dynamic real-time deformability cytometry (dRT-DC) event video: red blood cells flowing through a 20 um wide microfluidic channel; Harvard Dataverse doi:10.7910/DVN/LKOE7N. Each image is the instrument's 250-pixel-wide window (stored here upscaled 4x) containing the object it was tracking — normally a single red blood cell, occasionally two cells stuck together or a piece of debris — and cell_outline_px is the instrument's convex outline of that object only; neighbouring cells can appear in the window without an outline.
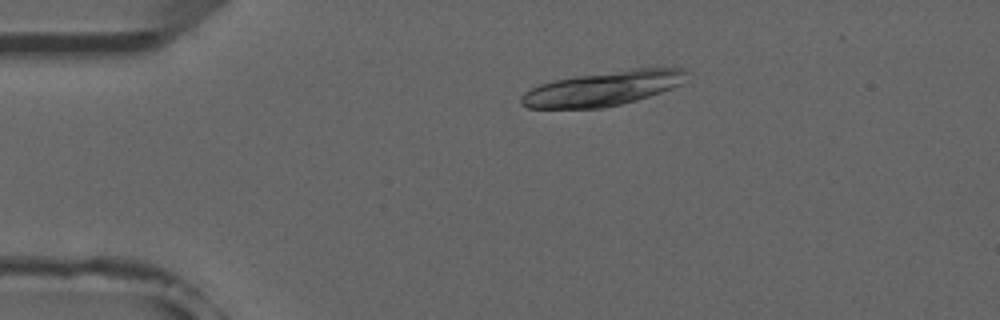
{"species": "common noctule bat (a hibernating species)", "species_latin": "Nyctalus noctula", "temperature_condition": "room temperature", "stored_images_in_passage": 5, "camera_frame_rate_fps": 3000, "um_per_image_px": 0.085, "animal": {"sex": "male", "forearm_length_mm": 52.5}, "frame": {"image": 1, "passage_image": 2, "time_ms": 1.333, "image_size_px": [1000, 320], "cell_outline_px": [[692, 72], [680, 84], [672, 88], [636, 100], [604, 108], [528, 108], [520, 104], [520, 96], [524, 92], [540, 84], [556, 80], [576, 76], [632, 68], [684, 68]], "centroid_in_image_um": [51.27, 7.51], "position_along_channel_um": 33.7, "area_um2": 33.29}}
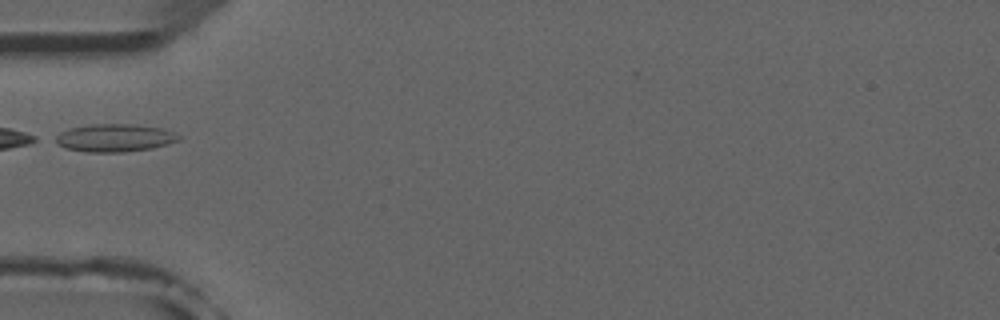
{"frame": {"image": 2, "passage_image": 4, "time_ms": 3.667, "image_size_px": [1000, 320], "cell_outline_px": [[180, 140], [168, 144], [152, 148], [124, 152], [84, 152], [64, 148], [48, 140], [52, 136], [68, 128], [88, 124], [132, 124], [164, 128], [180, 136]], "centroid_in_image_um": [9.63, 11.72], "position_along_channel_um": 75.4, "area_um2": 20.52}}
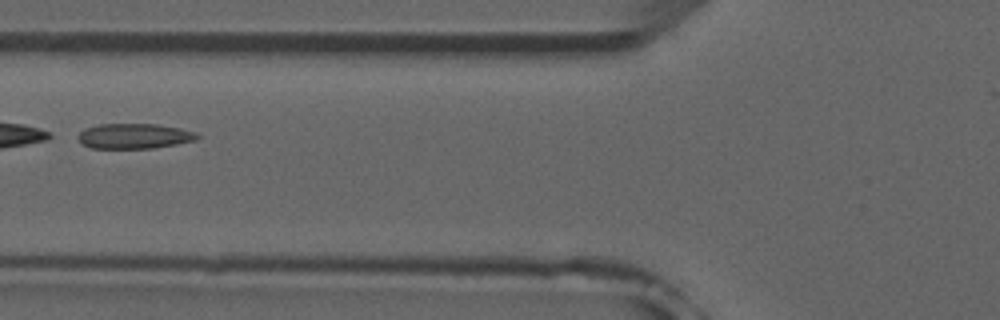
{"frame": {"image": 3, "passage_image": 5, "time_ms": 4.667, "image_size_px": [1000, 320], "cell_outline_px": [[200, 136], [196, 140], [176, 144], [152, 148], [92, 148], [84, 144], [80, 140], [80, 132], [84, 128], [100, 124], [156, 124], [180, 128], [196, 132]], "centroid_in_image_um": [11.45, 11.56], "position_along_channel_um": 114.3, "area_um2": 17.28}}